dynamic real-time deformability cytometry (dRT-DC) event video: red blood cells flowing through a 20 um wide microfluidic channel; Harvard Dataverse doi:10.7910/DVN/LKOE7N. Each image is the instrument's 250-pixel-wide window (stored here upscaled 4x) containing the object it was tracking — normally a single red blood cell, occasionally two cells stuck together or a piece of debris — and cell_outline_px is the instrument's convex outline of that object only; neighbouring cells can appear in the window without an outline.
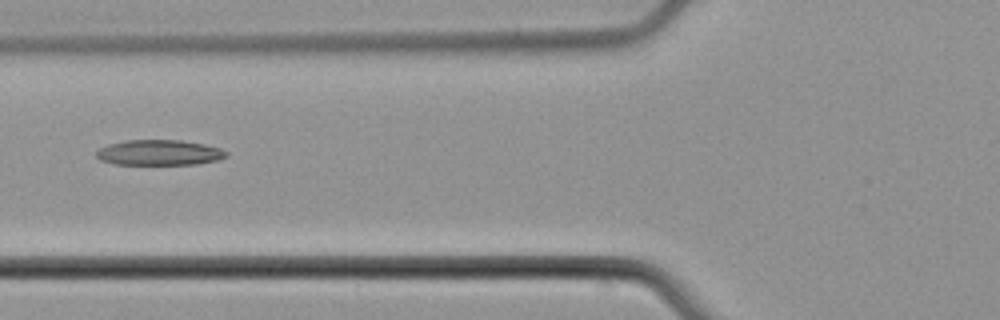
{"species": "common noctule bat (a hibernating species)", "species_latin": "Nyctalus noctula", "temperature_condition": "cold", "stored_images_in_passage": 5, "camera_frame_rate_fps": 3000, "um_per_image_px": 0.085, "animal": {"sex": "male", "body_mass_g": 21.5, "forearm_length_mm": 52.0}, "frame": {"image": 1, "passage_image": 5, "time_ms": 6.333, "image_size_px": [1000, 320], "cell_outline_px": [[228, 156], [220, 160], [196, 164], [116, 164], [100, 160], [96, 156], [96, 152], [100, 148], [108, 144], [124, 140], [180, 140], [204, 144], [220, 148], [228, 152]], "centroid_in_image_um": [13.56, 12.97], "position_along_channel_um": 112.2, "area_um2": 19.31}}